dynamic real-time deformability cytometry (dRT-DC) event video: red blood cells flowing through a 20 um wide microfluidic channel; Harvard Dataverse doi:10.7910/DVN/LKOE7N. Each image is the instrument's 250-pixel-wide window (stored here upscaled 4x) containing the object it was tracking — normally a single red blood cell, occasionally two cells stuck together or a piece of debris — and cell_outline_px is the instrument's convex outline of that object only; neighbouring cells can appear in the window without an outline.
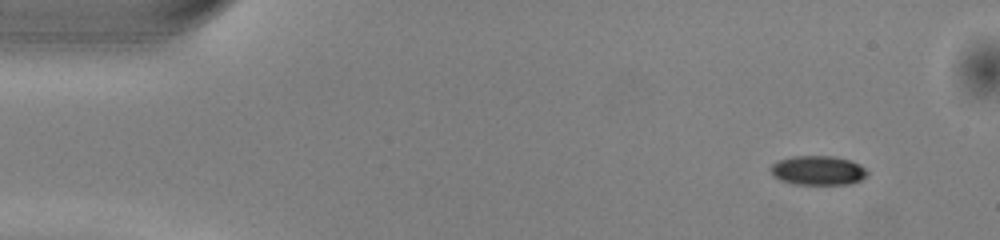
{"species": "common noctule bat (a hibernating species)", "species_latin": "Nyctalus noctula", "temperature_condition": "warm", "stored_images_in_passage": 47, "camera_frame_rate_fps": 3000, "um_per_image_px": 0.085, "animal": {"sex": "male", "body_mass_g": 13.0, "forearm_length_mm": 53.1}, "frame": {"image": 1, "passage_image": 1, "time_ms": 0.0, "image_size_px": [1000, 240], "cell_outline_px": [[868, 172], [860, 180], [848, 184], [792, 184], [780, 180], [772, 176], [768, 168], [772, 164], [780, 160], [792, 156], [832, 156], [852, 160], [860, 164]], "centroid_in_image_um": [69.48, 14.48], "position_along_channel_um": 15.5, "area_um2": 16.59}}
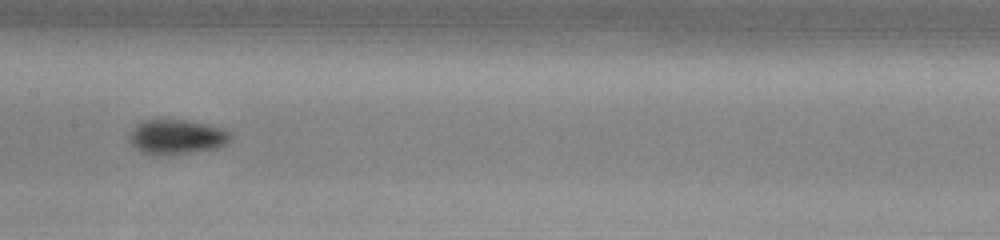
{"frame": {"image": 2, "passage_image": 22, "time_ms": 7.0, "image_size_px": [1000, 240], "cell_outline_px": [[232, 140], [216, 148], [188, 152], [152, 156], [136, 148], [128, 140], [128, 136], [136, 124], [144, 120], [188, 120], [208, 124], [224, 128], [232, 132]], "centroid_in_image_um": [15.04, 11.62], "position_along_channel_um": 192.4, "area_um2": 20.52}}
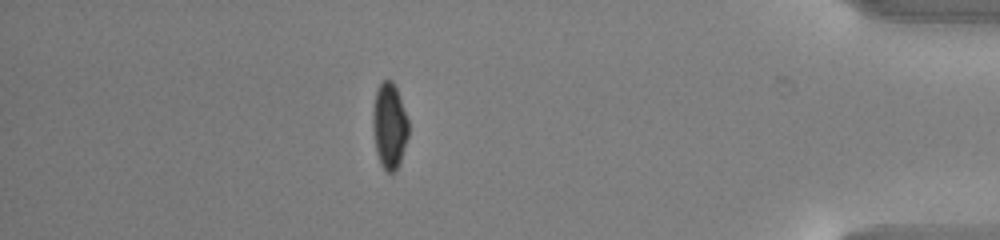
{"frame": {"image": 3, "passage_image": 41, "time_ms": 13.333, "image_size_px": [1000, 240], "cell_outline_px": [[408, 136], [400, 164], [396, 172], [388, 172], [380, 164], [376, 152], [372, 128], [372, 112], [376, 92], [380, 84], [384, 80], [392, 80], [396, 88], [408, 120]], "centroid_in_image_um": [33.09, 10.74], "position_along_channel_um": 402.1, "area_um2": 17.86}, "authors_computed_cell_mechanics": {"area_um2": 18.1492, "velocity_mm_per_s": 4.0447, "shape_relaxation_time_tau1_ms": 2.7414, "shape_relaxation_time_tau2_ms": 6.6717, "deformation_change_tau1": 0.1211, "deformation_change_tau2": 0.0891}}